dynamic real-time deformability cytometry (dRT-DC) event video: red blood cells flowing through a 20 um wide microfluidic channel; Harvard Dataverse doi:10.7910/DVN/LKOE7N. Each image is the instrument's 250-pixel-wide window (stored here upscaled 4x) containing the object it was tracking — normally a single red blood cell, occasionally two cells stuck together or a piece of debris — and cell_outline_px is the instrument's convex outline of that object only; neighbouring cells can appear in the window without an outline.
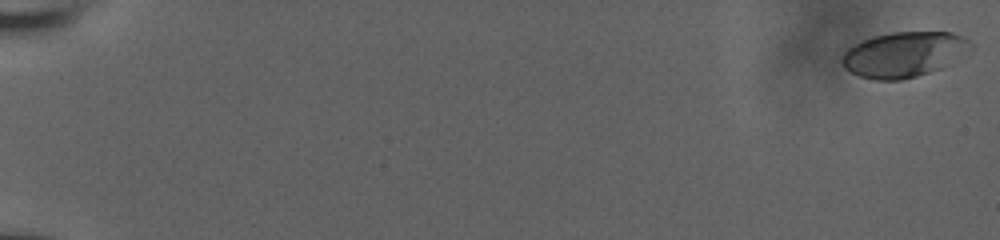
{"species": "human", "species_latin": "Homo sapiens", "temperature_condition": "room temperature", "stored_images_in_passage": 58, "camera_frame_rate_fps": 3000, "um_per_image_px": 0.085, "donor": {"sex": "male"}, "frame": {"image": 1, "passage_image": 1, "time_ms": 0.0, "image_size_px": [1000, 240], "cell_outline_px": [[972, 48], [940, 68], [916, 76], [900, 80], [876, 80], [860, 76], [844, 68], [840, 60], [844, 52], [848, 48], [860, 40], [892, 32], [952, 32], [968, 40], [972, 44]], "centroid_in_image_um": [76.78, 4.62], "position_along_channel_um": 8.2, "area_um2": 33.52}}
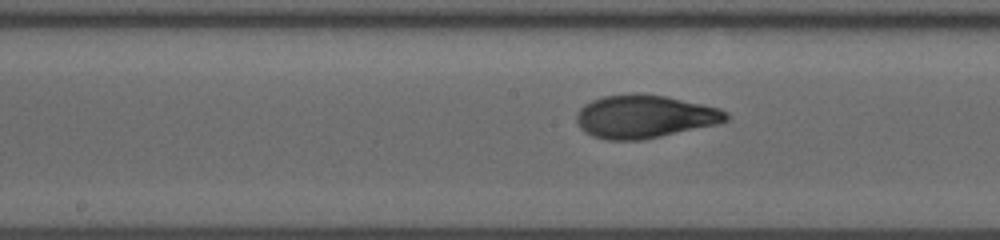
{"frame": {"image": 2, "passage_image": 33, "time_ms": 10.667, "image_size_px": [1000, 240], "cell_outline_px": [[728, 120], [716, 124], [660, 136], [640, 140], [608, 140], [592, 136], [584, 132], [580, 128], [576, 120], [576, 112], [584, 104], [592, 100], [604, 96], [632, 92], [640, 92], [664, 96], [720, 108], [728, 112]], "centroid_in_image_um": [54.74, 9.89], "position_along_channel_um": 193.5, "area_um2": 37.63}}
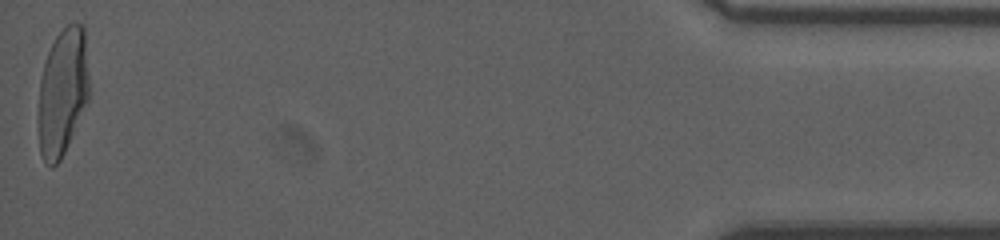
{"frame": {"image": 3, "passage_image": 58, "time_ms": 19.0, "image_size_px": [1000, 240], "cell_outline_px": [[88, 100], [64, 152], [60, 160], [52, 168], [44, 160], [40, 152], [36, 120], [40, 80], [44, 64], [48, 52], [56, 36], [68, 24], [84, 24], [88, 76]], "centroid_in_image_um": [5.28, 7.85], "position_along_channel_um": 429.9, "area_um2": 37.74}, "authors_computed_cell_mechanics": {"area_um2": 36.5874, "velocity_mm_per_s": 3.8294, "shape_relaxation_time_tau1_ms": 5.9368, "shape_relaxation_time_tau2_ms": 0.8209, "deformation_change_tau1": 0.2501, "deformation_change_tau2": 0.0578}}